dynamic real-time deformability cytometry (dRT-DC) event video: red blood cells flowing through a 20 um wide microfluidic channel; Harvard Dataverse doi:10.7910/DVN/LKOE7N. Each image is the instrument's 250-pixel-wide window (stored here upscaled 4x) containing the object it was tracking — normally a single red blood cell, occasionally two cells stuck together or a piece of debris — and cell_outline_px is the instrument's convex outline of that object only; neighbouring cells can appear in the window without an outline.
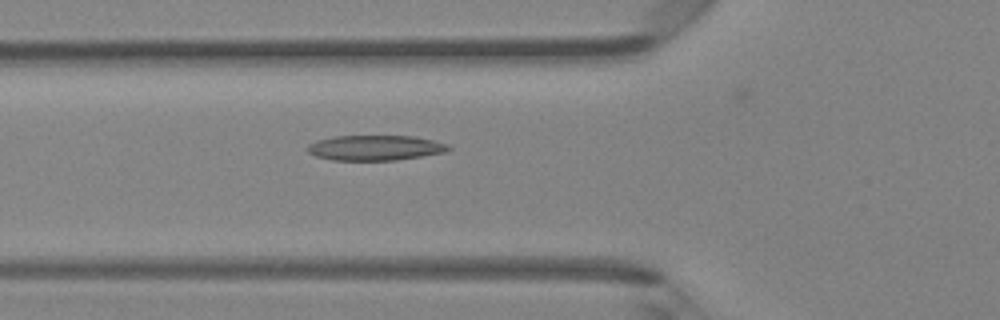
{"species": "Egyptian fruit bat (a non-hibernating species)", "species_latin": "Rousettus aegyptiacus", "temperature_condition": "room temperature", "stored_images_in_passage": 5, "camera_frame_rate_fps": 3000, "um_per_image_px": 0.085, "animal": {"sex": "female"}, "frame": {"image": 1, "passage_image": 5, "time_ms": 1.333, "image_size_px": [1000, 320], "cell_outline_px": [[452, 148], [444, 152], [396, 160], [332, 160], [316, 156], [308, 152], [308, 144], [316, 140], [336, 136], [412, 136], [432, 140], [448, 144]], "centroid_in_image_um": [31.87, 12.56], "position_along_channel_um": 93.9, "area_um2": 20.52}}